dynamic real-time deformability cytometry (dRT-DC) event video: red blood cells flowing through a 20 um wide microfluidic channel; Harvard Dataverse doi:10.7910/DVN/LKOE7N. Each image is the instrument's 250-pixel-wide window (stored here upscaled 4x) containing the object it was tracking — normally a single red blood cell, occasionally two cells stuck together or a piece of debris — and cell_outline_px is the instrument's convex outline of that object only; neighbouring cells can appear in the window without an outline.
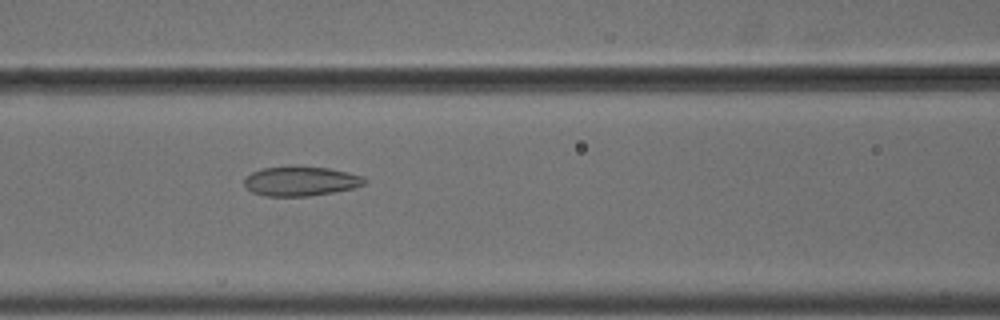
{"species": "common noctule bat (a hibernating species)", "species_latin": "Nyctalus noctula", "temperature_condition": "cold", "stored_images_in_passage": 6, "camera_frame_rate_fps": 3000, "um_per_image_px": 0.085, "animal": {"sex": "male", "body_mass_g": 18.8}, "frame": {"image": 1, "passage_image": 6, "time_ms": 1.667, "image_size_px": [1000, 320], "cell_outline_px": [[368, 184], [352, 188], [332, 192], [308, 196], [264, 196], [252, 192], [244, 184], [244, 176], [260, 168], [296, 164], [300, 164], [328, 168], [348, 172], [364, 176], [368, 180]], "centroid_in_image_um": [25.56, 15.36], "position_along_channel_um": 141.0, "area_um2": 21.39}}